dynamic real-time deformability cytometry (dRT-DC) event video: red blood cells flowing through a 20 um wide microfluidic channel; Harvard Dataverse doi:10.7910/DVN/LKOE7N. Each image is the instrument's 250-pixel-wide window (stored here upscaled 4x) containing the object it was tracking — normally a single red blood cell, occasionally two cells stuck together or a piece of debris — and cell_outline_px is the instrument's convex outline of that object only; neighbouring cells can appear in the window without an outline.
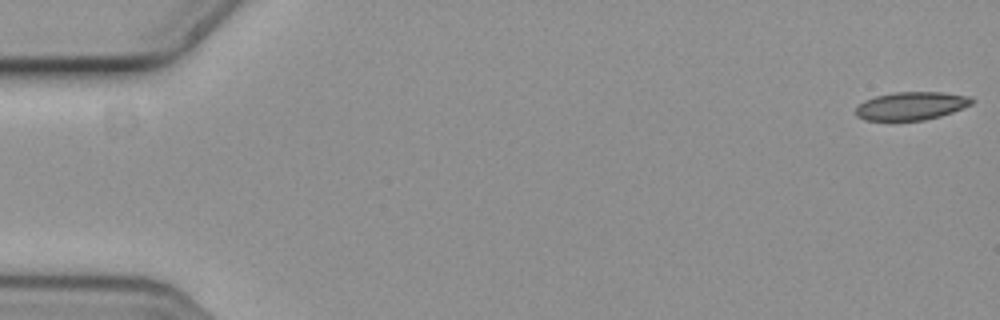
{"species": "common noctule bat (a hibernating species)", "species_latin": "Nyctalus noctula", "temperature_condition": "cold", "stored_images_in_passage": 7, "camera_frame_rate_fps": 3000, "um_per_image_px": 0.085, "animal": {"sex": "female", "body_mass_g": 19.3, "forearm_length_mm": 54.1}, "frame": {"image": 1, "passage_image": 1, "time_ms": 0.0, "image_size_px": [1000, 320], "cell_outline_px": [[976, 100], [972, 104], [964, 108], [940, 116], [924, 120], [864, 120], [856, 116], [856, 108], [864, 100], [876, 96], [892, 92], [940, 92], [972, 96]], "centroid_in_image_um": [77.49, 8.99], "position_along_channel_um": 7.5, "area_um2": 19.13}}
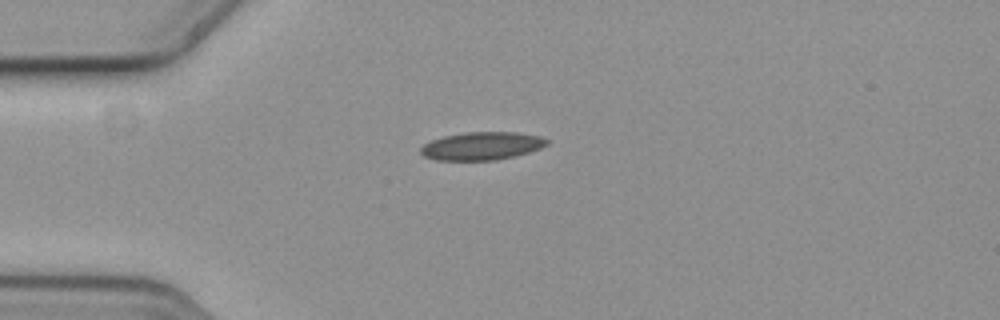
{"frame": {"image": 2, "passage_image": 5, "time_ms": 1.333, "image_size_px": [1000, 320], "cell_outline_px": [[548, 144], [540, 148], [516, 156], [496, 160], [436, 160], [424, 156], [420, 152], [420, 148], [424, 144], [432, 140], [444, 136], [468, 132], [516, 132], [540, 136], [548, 140]], "centroid_in_image_um": [40.96, 12.41], "position_along_channel_um": 44.0, "area_um2": 20.52}}
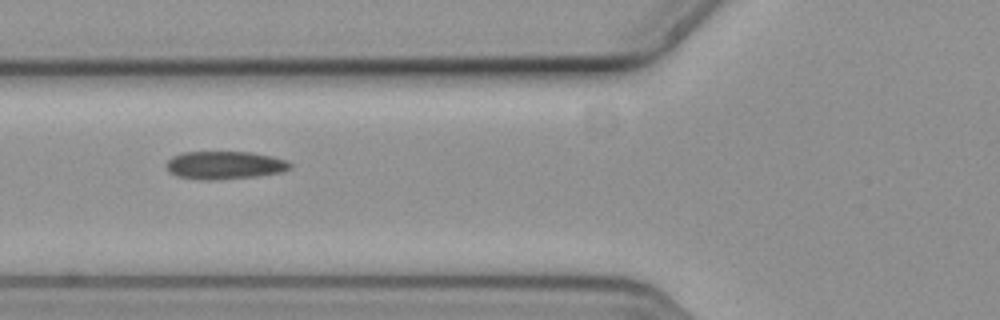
{"frame": {"image": 3, "passage_image": 7, "time_ms": 2.0, "image_size_px": [1000, 320], "cell_outline_px": [[292, 168], [284, 172], [256, 176], [216, 180], [200, 180], [176, 176], [168, 172], [164, 164], [172, 156], [184, 152], [252, 152], [272, 156], [288, 160], [292, 164]], "centroid_in_image_um": [19.1, 14.04], "position_along_channel_um": 106.7, "area_um2": 20.58}}